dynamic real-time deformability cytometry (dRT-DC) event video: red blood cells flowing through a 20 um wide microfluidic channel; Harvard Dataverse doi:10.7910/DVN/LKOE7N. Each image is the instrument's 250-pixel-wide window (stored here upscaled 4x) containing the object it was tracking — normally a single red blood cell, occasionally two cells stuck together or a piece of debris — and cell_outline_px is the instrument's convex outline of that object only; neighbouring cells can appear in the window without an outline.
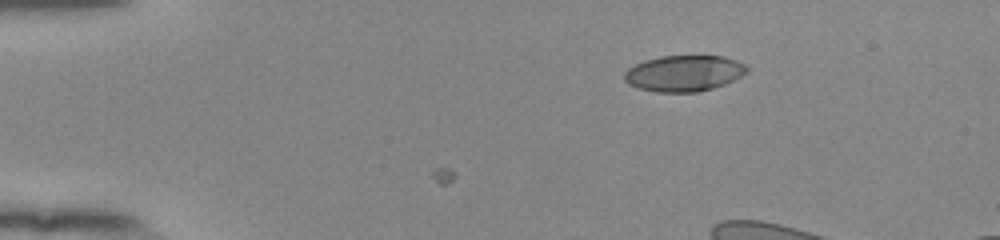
{"species": "human", "species_latin": "Homo sapiens", "temperature_condition": "room temperature", "stored_images_in_passage": 3, "camera_frame_rate_fps": 3000, "um_per_image_px": 0.085, "donor": {"sex": "female"}, "frame": {"image": 1, "passage_image": 1, "time_ms": 0.0, "image_size_px": [1000, 240], "cell_outline_px": [[748, 72], [724, 84], [712, 88], [696, 92], [656, 92], [636, 88], [628, 84], [624, 80], [624, 72], [628, 68], [644, 60], [660, 56], [696, 52], [724, 56], [736, 60], [744, 64], [748, 68]], "centroid_in_image_um": [58.13, 6.17], "position_along_channel_um": 26.9, "area_um2": 26.7}}